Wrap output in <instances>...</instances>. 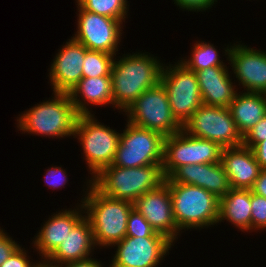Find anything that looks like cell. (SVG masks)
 Segmentation results:
<instances>
[{
	"mask_svg": "<svg viewBox=\"0 0 266 267\" xmlns=\"http://www.w3.org/2000/svg\"><path fill=\"white\" fill-rule=\"evenodd\" d=\"M162 62L145 50L115 55L111 70L113 110L123 113L143 92L157 86L164 65Z\"/></svg>",
	"mask_w": 266,
	"mask_h": 267,
	"instance_id": "obj_1",
	"label": "cell"
},
{
	"mask_svg": "<svg viewBox=\"0 0 266 267\" xmlns=\"http://www.w3.org/2000/svg\"><path fill=\"white\" fill-rule=\"evenodd\" d=\"M84 184L80 203L93 229L95 244L101 250L111 249L126 237L127 220L134 205L103 195L87 178Z\"/></svg>",
	"mask_w": 266,
	"mask_h": 267,
	"instance_id": "obj_2",
	"label": "cell"
},
{
	"mask_svg": "<svg viewBox=\"0 0 266 267\" xmlns=\"http://www.w3.org/2000/svg\"><path fill=\"white\" fill-rule=\"evenodd\" d=\"M52 98L39 102L16 118V128L21 134L64 139L73 137L77 113L68 93L53 92Z\"/></svg>",
	"mask_w": 266,
	"mask_h": 267,
	"instance_id": "obj_3",
	"label": "cell"
},
{
	"mask_svg": "<svg viewBox=\"0 0 266 267\" xmlns=\"http://www.w3.org/2000/svg\"><path fill=\"white\" fill-rule=\"evenodd\" d=\"M165 182L169 186L174 219L181 233L217 226L219 199L214 194L198 186L172 182L169 178H165Z\"/></svg>",
	"mask_w": 266,
	"mask_h": 267,
	"instance_id": "obj_4",
	"label": "cell"
},
{
	"mask_svg": "<svg viewBox=\"0 0 266 267\" xmlns=\"http://www.w3.org/2000/svg\"><path fill=\"white\" fill-rule=\"evenodd\" d=\"M164 182L162 165L125 168L111 164L90 180L103 195L132 203Z\"/></svg>",
	"mask_w": 266,
	"mask_h": 267,
	"instance_id": "obj_5",
	"label": "cell"
},
{
	"mask_svg": "<svg viewBox=\"0 0 266 267\" xmlns=\"http://www.w3.org/2000/svg\"><path fill=\"white\" fill-rule=\"evenodd\" d=\"M119 131L101 123L95 114L78 116L72 138H77L83 150L81 154L90 174L89 180L113 163L121 134Z\"/></svg>",
	"mask_w": 266,
	"mask_h": 267,
	"instance_id": "obj_6",
	"label": "cell"
},
{
	"mask_svg": "<svg viewBox=\"0 0 266 267\" xmlns=\"http://www.w3.org/2000/svg\"><path fill=\"white\" fill-rule=\"evenodd\" d=\"M125 121L112 165L125 168L162 165L165 136Z\"/></svg>",
	"mask_w": 266,
	"mask_h": 267,
	"instance_id": "obj_7",
	"label": "cell"
},
{
	"mask_svg": "<svg viewBox=\"0 0 266 267\" xmlns=\"http://www.w3.org/2000/svg\"><path fill=\"white\" fill-rule=\"evenodd\" d=\"M129 123L170 136L183 129L174 117L167 91L161 83L143 92L122 113Z\"/></svg>",
	"mask_w": 266,
	"mask_h": 267,
	"instance_id": "obj_8",
	"label": "cell"
},
{
	"mask_svg": "<svg viewBox=\"0 0 266 267\" xmlns=\"http://www.w3.org/2000/svg\"><path fill=\"white\" fill-rule=\"evenodd\" d=\"M176 61L164 63L160 83L167 91L174 117L183 126L203 103L196 73Z\"/></svg>",
	"mask_w": 266,
	"mask_h": 267,
	"instance_id": "obj_9",
	"label": "cell"
},
{
	"mask_svg": "<svg viewBox=\"0 0 266 267\" xmlns=\"http://www.w3.org/2000/svg\"><path fill=\"white\" fill-rule=\"evenodd\" d=\"M222 147L213 141L190 136L183 129L166 136L162 171L168 178L178 167L221 162Z\"/></svg>",
	"mask_w": 266,
	"mask_h": 267,
	"instance_id": "obj_10",
	"label": "cell"
},
{
	"mask_svg": "<svg viewBox=\"0 0 266 267\" xmlns=\"http://www.w3.org/2000/svg\"><path fill=\"white\" fill-rule=\"evenodd\" d=\"M190 136L218 143L222 148L243 144L228 107L202 104L183 125Z\"/></svg>",
	"mask_w": 266,
	"mask_h": 267,
	"instance_id": "obj_11",
	"label": "cell"
},
{
	"mask_svg": "<svg viewBox=\"0 0 266 267\" xmlns=\"http://www.w3.org/2000/svg\"><path fill=\"white\" fill-rule=\"evenodd\" d=\"M76 31L71 37L88 50L118 55L122 42L123 23L90 11L83 10L76 2Z\"/></svg>",
	"mask_w": 266,
	"mask_h": 267,
	"instance_id": "obj_12",
	"label": "cell"
},
{
	"mask_svg": "<svg viewBox=\"0 0 266 267\" xmlns=\"http://www.w3.org/2000/svg\"><path fill=\"white\" fill-rule=\"evenodd\" d=\"M241 43L242 40L233 44L230 42V45L221 48L226 62L231 66L236 86H241L238 89L243 88L244 92L266 94V51Z\"/></svg>",
	"mask_w": 266,
	"mask_h": 267,
	"instance_id": "obj_13",
	"label": "cell"
},
{
	"mask_svg": "<svg viewBox=\"0 0 266 267\" xmlns=\"http://www.w3.org/2000/svg\"><path fill=\"white\" fill-rule=\"evenodd\" d=\"M174 246L167 237L126 236L111 247L116 251L109 264L113 267H158Z\"/></svg>",
	"mask_w": 266,
	"mask_h": 267,
	"instance_id": "obj_14",
	"label": "cell"
},
{
	"mask_svg": "<svg viewBox=\"0 0 266 267\" xmlns=\"http://www.w3.org/2000/svg\"><path fill=\"white\" fill-rule=\"evenodd\" d=\"M133 205L157 233L176 244L181 232L174 219L169 186L166 182L140 196Z\"/></svg>",
	"mask_w": 266,
	"mask_h": 267,
	"instance_id": "obj_15",
	"label": "cell"
},
{
	"mask_svg": "<svg viewBox=\"0 0 266 267\" xmlns=\"http://www.w3.org/2000/svg\"><path fill=\"white\" fill-rule=\"evenodd\" d=\"M48 68L52 92L69 93L83 77V60L88 49L72 37L61 45Z\"/></svg>",
	"mask_w": 266,
	"mask_h": 267,
	"instance_id": "obj_16",
	"label": "cell"
},
{
	"mask_svg": "<svg viewBox=\"0 0 266 267\" xmlns=\"http://www.w3.org/2000/svg\"><path fill=\"white\" fill-rule=\"evenodd\" d=\"M85 215L82 203L75 204L72 209H61L41 224L40 229L33 237V250H37L40 258H48L71 233L74 225Z\"/></svg>",
	"mask_w": 266,
	"mask_h": 267,
	"instance_id": "obj_17",
	"label": "cell"
},
{
	"mask_svg": "<svg viewBox=\"0 0 266 267\" xmlns=\"http://www.w3.org/2000/svg\"><path fill=\"white\" fill-rule=\"evenodd\" d=\"M168 178L175 183L204 188L218 199L231 190L228 175L221 162L183 165L178 167Z\"/></svg>",
	"mask_w": 266,
	"mask_h": 267,
	"instance_id": "obj_18",
	"label": "cell"
},
{
	"mask_svg": "<svg viewBox=\"0 0 266 267\" xmlns=\"http://www.w3.org/2000/svg\"><path fill=\"white\" fill-rule=\"evenodd\" d=\"M221 163L231 189H251L262 170L252 149L243 144L223 148Z\"/></svg>",
	"mask_w": 266,
	"mask_h": 267,
	"instance_id": "obj_19",
	"label": "cell"
},
{
	"mask_svg": "<svg viewBox=\"0 0 266 267\" xmlns=\"http://www.w3.org/2000/svg\"><path fill=\"white\" fill-rule=\"evenodd\" d=\"M229 67L217 66L195 72L204 105L229 107L234 100L238 88Z\"/></svg>",
	"mask_w": 266,
	"mask_h": 267,
	"instance_id": "obj_20",
	"label": "cell"
},
{
	"mask_svg": "<svg viewBox=\"0 0 266 267\" xmlns=\"http://www.w3.org/2000/svg\"><path fill=\"white\" fill-rule=\"evenodd\" d=\"M68 94L79 115L95 114L91 106L114 108L111 76L82 77Z\"/></svg>",
	"mask_w": 266,
	"mask_h": 267,
	"instance_id": "obj_21",
	"label": "cell"
},
{
	"mask_svg": "<svg viewBox=\"0 0 266 267\" xmlns=\"http://www.w3.org/2000/svg\"><path fill=\"white\" fill-rule=\"evenodd\" d=\"M95 250H97V246L93 237V229L84 215L47 259L60 266L87 259L95 254Z\"/></svg>",
	"mask_w": 266,
	"mask_h": 267,
	"instance_id": "obj_22",
	"label": "cell"
},
{
	"mask_svg": "<svg viewBox=\"0 0 266 267\" xmlns=\"http://www.w3.org/2000/svg\"><path fill=\"white\" fill-rule=\"evenodd\" d=\"M251 189H231L219 199L218 224L229 222L238 232L251 233Z\"/></svg>",
	"mask_w": 266,
	"mask_h": 267,
	"instance_id": "obj_23",
	"label": "cell"
},
{
	"mask_svg": "<svg viewBox=\"0 0 266 267\" xmlns=\"http://www.w3.org/2000/svg\"><path fill=\"white\" fill-rule=\"evenodd\" d=\"M228 108L243 137L266 115V94L239 90Z\"/></svg>",
	"mask_w": 266,
	"mask_h": 267,
	"instance_id": "obj_24",
	"label": "cell"
},
{
	"mask_svg": "<svg viewBox=\"0 0 266 267\" xmlns=\"http://www.w3.org/2000/svg\"><path fill=\"white\" fill-rule=\"evenodd\" d=\"M190 55L188 57L179 58L185 67L189 70L196 72L198 70H204L211 67L227 66L225 60L220 59V51L217 50V46L210 41L197 40L192 44Z\"/></svg>",
	"mask_w": 266,
	"mask_h": 267,
	"instance_id": "obj_25",
	"label": "cell"
},
{
	"mask_svg": "<svg viewBox=\"0 0 266 267\" xmlns=\"http://www.w3.org/2000/svg\"><path fill=\"white\" fill-rule=\"evenodd\" d=\"M86 11L120 20L124 25L129 16L128 0H75ZM129 3V4H128Z\"/></svg>",
	"mask_w": 266,
	"mask_h": 267,
	"instance_id": "obj_26",
	"label": "cell"
},
{
	"mask_svg": "<svg viewBox=\"0 0 266 267\" xmlns=\"http://www.w3.org/2000/svg\"><path fill=\"white\" fill-rule=\"evenodd\" d=\"M115 55L88 50L83 60V77L111 76Z\"/></svg>",
	"mask_w": 266,
	"mask_h": 267,
	"instance_id": "obj_27",
	"label": "cell"
},
{
	"mask_svg": "<svg viewBox=\"0 0 266 267\" xmlns=\"http://www.w3.org/2000/svg\"><path fill=\"white\" fill-rule=\"evenodd\" d=\"M126 236L131 237H165L157 233L147 222L145 217L134 208L131 210L127 220Z\"/></svg>",
	"mask_w": 266,
	"mask_h": 267,
	"instance_id": "obj_28",
	"label": "cell"
},
{
	"mask_svg": "<svg viewBox=\"0 0 266 267\" xmlns=\"http://www.w3.org/2000/svg\"><path fill=\"white\" fill-rule=\"evenodd\" d=\"M251 232L266 231V198L251 190Z\"/></svg>",
	"mask_w": 266,
	"mask_h": 267,
	"instance_id": "obj_29",
	"label": "cell"
},
{
	"mask_svg": "<svg viewBox=\"0 0 266 267\" xmlns=\"http://www.w3.org/2000/svg\"><path fill=\"white\" fill-rule=\"evenodd\" d=\"M46 172H44L45 176H44V183L46 186H48L49 188H51V190L53 189H61L64 186H66L67 182L69 181L68 179V174L66 172V169H63L62 166H54L51 165V167L47 170H45Z\"/></svg>",
	"mask_w": 266,
	"mask_h": 267,
	"instance_id": "obj_30",
	"label": "cell"
},
{
	"mask_svg": "<svg viewBox=\"0 0 266 267\" xmlns=\"http://www.w3.org/2000/svg\"><path fill=\"white\" fill-rule=\"evenodd\" d=\"M176 7L187 12H209L212 6H216L218 0H172Z\"/></svg>",
	"mask_w": 266,
	"mask_h": 267,
	"instance_id": "obj_31",
	"label": "cell"
},
{
	"mask_svg": "<svg viewBox=\"0 0 266 267\" xmlns=\"http://www.w3.org/2000/svg\"><path fill=\"white\" fill-rule=\"evenodd\" d=\"M266 139V115L243 136V145L253 148Z\"/></svg>",
	"mask_w": 266,
	"mask_h": 267,
	"instance_id": "obj_32",
	"label": "cell"
},
{
	"mask_svg": "<svg viewBox=\"0 0 266 267\" xmlns=\"http://www.w3.org/2000/svg\"><path fill=\"white\" fill-rule=\"evenodd\" d=\"M25 249L21 244L0 267H31L35 261H32L28 249Z\"/></svg>",
	"mask_w": 266,
	"mask_h": 267,
	"instance_id": "obj_33",
	"label": "cell"
},
{
	"mask_svg": "<svg viewBox=\"0 0 266 267\" xmlns=\"http://www.w3.org/2000/svg\"><path fill=\"white\" fill-rule=\"evenodd\" d=\"M6 231L0 227V266L21 245Z\"/></svg>",
	"mask_w": 266,
	"mask_h": 267,
	"instance_id": "obj_34",
	"label": "cell"
},
{
	"mask_svg": "<svg viewBox=\"0 0 266 267\" xmlns=\"http://www.w3.org/2000/svg\"><path fill=\"white\" fill-rule=\"evenodd\" d=\"M104 266H105V261L102 262L101 260L97 258L95 259L93 255L87 259L66 263V264L60 265L59 267H104Z\"/></svg>",
	"mask_w": 266,
	"mask_h": 267,
	"instance_id": "obj_35",
	"label": "cell"
},
{
	"mask_svg": "<svg viewBox=\"0 0 266 267\" xmlns=\"http://www.w3.org/2000/svg\"><path fill=\"white\" fill-rule=\"evenodd\" d=\"M252 151L261 169H266V139L255 145Z\"/></svg>",
	"mask_w": 266,
	"mask_h": 267,
	"instance_id": "obj_36",
	"label": "cell"
},
{
	"mask_svg": "<svg viewBox=\"0 0 266 267\" xmlns=\"http://www.w3.org/2000/svg\"><path fill=\"white\" fill-rule=\"evenodd\" d=\"M252 192L266 198V169L260 171L259 177L255 180Z\"/></svg>",
	"mask_w": 266,
	"mask_h": 267,
	"instance_id": "obj_37",
	"label": "cell"
},
{
	"mask_svg": "<svg viewBox=\"0 0 266 267\" xmlns=\"http://www.w3.org/2000/svg\"><path fill=\"white\" fill-rule=\"evenodd\" d=\"M31 267H59L54 262H51L47 258H41V261L36 260V262Z\"/></svg>",
	"mask_w": 266,
	"mask_h": 267,
	"instance_id": "obj_38",
	"label": "cell"
},
{
	"mask_svg": "<svg viewBox=\"0 0 266 267\" xmlns=\"http://www.w3.org/2000/svg\"><path fill=\"white\" fill-rule=\"evenodd\" d=\"M104 267H113L112 265H110L109 263L107 265H105Z\"/></svg>",
	"mask_w": 266,
	"mask_h": 267,
	"instance_id": "obj_39",
	"label": "cell"
}]
</instances>
